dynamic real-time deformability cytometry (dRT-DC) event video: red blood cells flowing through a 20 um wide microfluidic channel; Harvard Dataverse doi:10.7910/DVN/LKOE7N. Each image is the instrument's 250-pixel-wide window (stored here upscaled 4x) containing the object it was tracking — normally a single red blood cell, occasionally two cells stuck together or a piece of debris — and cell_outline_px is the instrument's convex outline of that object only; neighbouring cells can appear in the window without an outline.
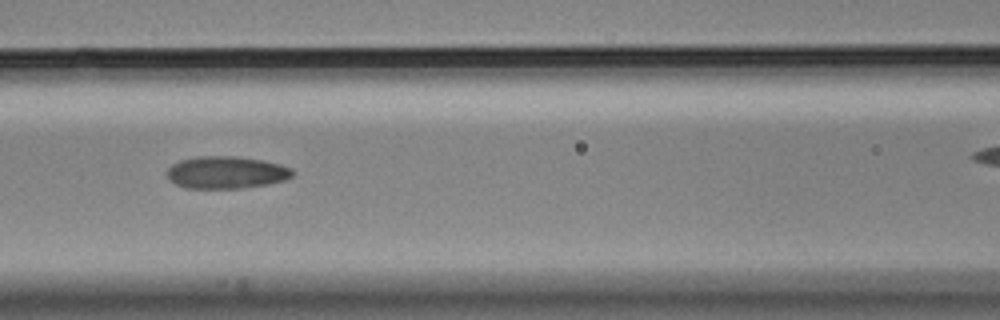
{"species": "Egyptian fruit bat (a non-hibernating species)", "species_latin": "Rousettus aegyptiacus", "temperature_condition": "cold", "stored_images_in_passage": 7, "camera_frame_rate_fps": 3000, "um_per_image_px": 0.085, "animal": {"sex": "male"}, "frame": {"image": 1, "passage_image": 5, "time_ms": 1.333, "image_size_px": [1000, 320], "cell_outline_px": [[292, 176], [284, 180], [268, 184], [244, 188], [188, 188], [176, 184], [168, 180], [168, 168], [172, 164], [180, 160], [196, 156], [236, 156], [260, 160], [280, 164], [292, 168]], "centroid_in_image_um": [19.21, 14.65], "position_along_channel_um": 147.4, "area_um2": 23.58}}
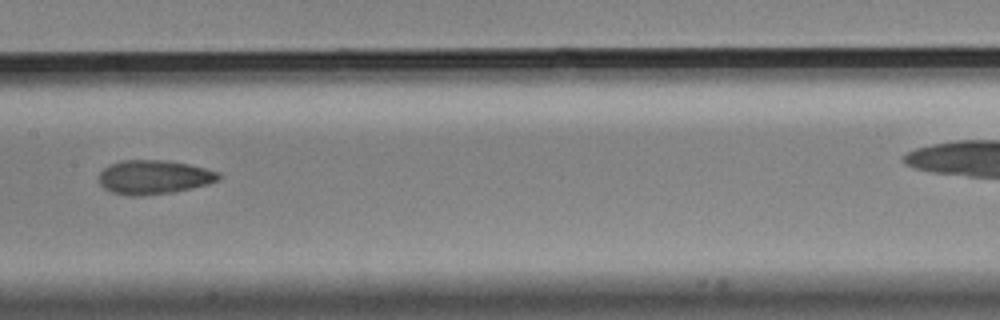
{"frame": {"image": 2, "passage_image": 6, "time_ms": 1.667, "image_size_px": [1000, 320], "cell_outline_px": [[220, 180], [208, 184], [172, 192], [140, 196], [128, 196], [112, 192], [104, 188], [100, 184], [100, 172], [104, 168], [120, 160], [164, 160], [188, 164], [220, 172]], "centroid_in_image_um": [13.08, 15.06], "position_along_channel_um": 194.3, "area_um2": 23.64}}